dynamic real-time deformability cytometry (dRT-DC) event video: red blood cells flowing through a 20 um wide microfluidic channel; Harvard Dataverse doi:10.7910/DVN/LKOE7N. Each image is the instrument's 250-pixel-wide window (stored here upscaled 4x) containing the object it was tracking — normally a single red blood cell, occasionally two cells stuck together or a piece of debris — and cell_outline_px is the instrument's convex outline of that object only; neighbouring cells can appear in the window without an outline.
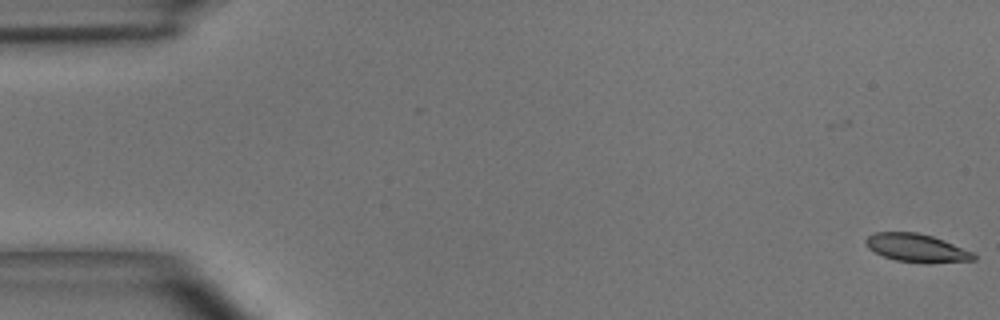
{"species": "common noctule bat (a hibernating species)", "species_latin": "Nyctalus noctula", "temperature_condition": "room temperature", "stored_images_in_passage": 4, "camera_frame_rate_fps": 3000, "um_per_image_px": 0.085, "animal": {"sex": "male", "body_mass_g": 15.6}, "frame": {"image": 1, "passage_image": 4, "time_ms": 1.0, "image_size_px": [1000, 320], "cell_outline_px": [[976, 260], [928, 264], [924, 264], [896, 260], [884, 256], [868, 248], [864, 240], [868, 236], [876, 232], [916, 232], [932, 236], [944, 240], [972, 252], [976, 256]], "centroid_in_image_um": [77.93, 21.09], "position_along_channel_um": 7.1, "area_um2": 17.8}}